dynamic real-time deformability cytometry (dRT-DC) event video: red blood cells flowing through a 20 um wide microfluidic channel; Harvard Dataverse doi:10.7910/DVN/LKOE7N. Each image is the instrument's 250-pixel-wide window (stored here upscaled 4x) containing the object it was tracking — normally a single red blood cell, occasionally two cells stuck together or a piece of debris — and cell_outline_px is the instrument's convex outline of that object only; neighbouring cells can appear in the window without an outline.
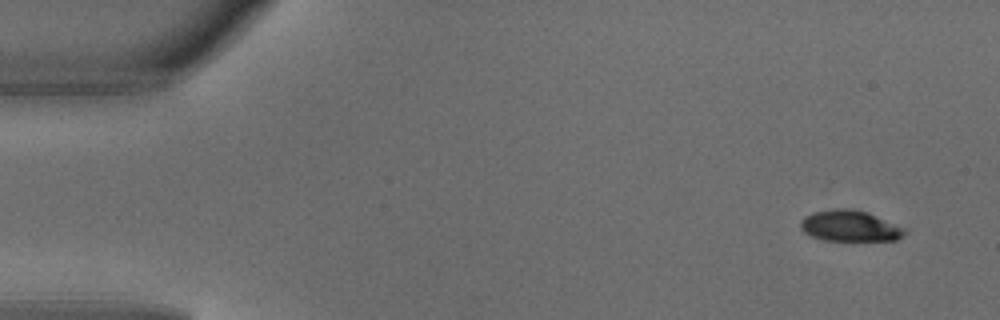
{"species": "common noctule bat (a hibernating species)", "species_latin": "Nyctalus noctula", "temperature_condition": "warm", "stored_images_in_passage": 4, "camera_frame_rate_fps": 3000, "um_per_image_px": 0.085, "animal": {"sex": "male", "body_mass_g": 18.8}, "frame": {"image": 1, "passage_image": 1, "time_ms": 0.0, "image_size_px": [1000, 320], "cell_outline_px": [[908, 232], [904, 236], [896, 240], [824, 240], [812, 236], [804, 232], [800, 228], [800, 220], [804, 216], [812, 212], [836, 208], [852, 208], [868, 212], [904, 228]], "centroid_in_image_um": [72.22, 19.19], "position_along_channel_um": 12.8, "area_um2": 18.9}}
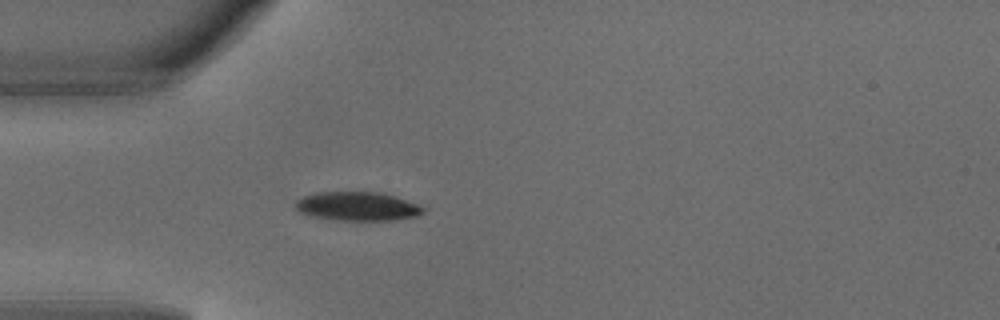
{"frame": {"image": 2, "passage_image": 4, "time_ms": 1.0, "image_size_px": [1000, 320], "cell_outline_px": [[424, 212], [416, 216], [392, 220], [336, 220], [312, 216], [300, 212], [292, 204], [296, 200], [304, 196], [316, 192], [380, 192], [396, 196], [416, 204], [424, 208]], "centroid_in_image_um": [30.34, 17.53], "position_along_channel_um": 54.7, "area_um2": 21.44}}